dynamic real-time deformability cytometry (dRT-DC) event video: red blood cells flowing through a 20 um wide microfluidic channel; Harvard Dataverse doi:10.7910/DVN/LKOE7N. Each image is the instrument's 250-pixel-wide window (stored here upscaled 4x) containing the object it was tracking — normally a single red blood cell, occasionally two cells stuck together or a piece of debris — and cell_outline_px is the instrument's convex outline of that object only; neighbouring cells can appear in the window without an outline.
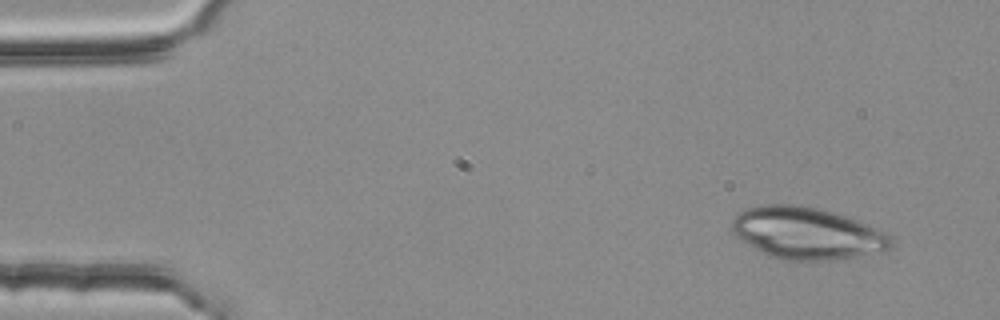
{"species": "common noctule bat (a hibernating species)", "species_latin": "Nyctalus noctula", "temperature_condition": "room temperature", "stored_images_in_passage": 3, "camera_frame_rate_fps": 3000, "um_per_image_px": 0.085, "animal": {"sex": "female", "body_mass_g": 25.1}, "frame": {"image": 1, "passage_image": 1, "time_ms": 0.0, "image_size_px": [1000, 320], "cell_outline_px": [[896, 240], [888, 248], [856, 256], [824, 260], [788, 260], [768, 256], [740, 240], [736, 236], [732, 228], [732, 220], [740, 212], [748, 208], [764, 204], [800, 204], [832, 212], [856, 220], [888, 232]], "centroid_in_image_um": [68.57, 19.81], "position_along_channel_um": 16.4, "area_um2": 47.74}}